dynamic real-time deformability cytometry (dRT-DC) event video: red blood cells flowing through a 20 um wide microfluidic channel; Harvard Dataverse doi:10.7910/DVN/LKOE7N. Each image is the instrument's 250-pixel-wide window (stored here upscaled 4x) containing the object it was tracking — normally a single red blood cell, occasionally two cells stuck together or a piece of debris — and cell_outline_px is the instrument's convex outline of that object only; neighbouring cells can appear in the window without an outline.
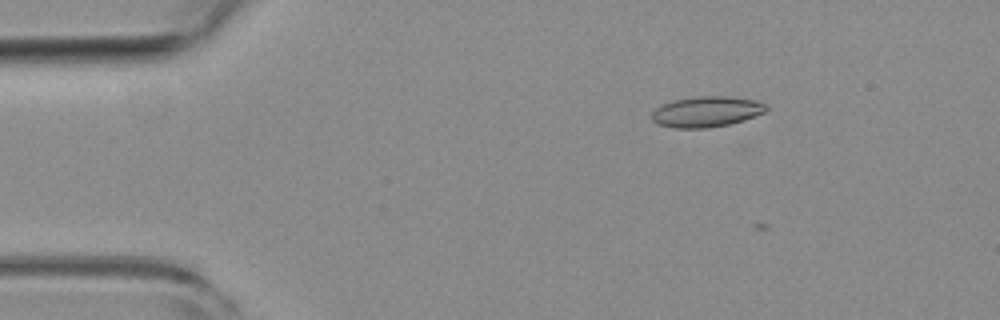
{"species": "common noctule bat (a hibernating species)", "species_latin": "Nyctalus noctula", "temperature_condition": "room temperature", "stored_images_in_passage": 9, "camera_frame_rate_fps": 3000, "um_per_image_px": 0.085, "animal": {"sex": "female", "body_mass_g": 19.3, "forearm_length_mm": 54.1}, "frame": {"image": 1, "passage_image": 3, "time_ms": 0.667, "image_size_px": [1000, 320], "cell_outline_px": [[768, 108], [764, 112], [744, 120], [728, 124], [704, 128], [672, 128], [660, 124], [652, 120], [652, 112], [656, 108], [664, 104], [676, 100], [696, 96], [724, 96], [756, 100], [768, 104]], "centroid_in_image_um": [60.07, 9.49], "position_along_channel_um": 24.9, "area_um2": 20.23}}